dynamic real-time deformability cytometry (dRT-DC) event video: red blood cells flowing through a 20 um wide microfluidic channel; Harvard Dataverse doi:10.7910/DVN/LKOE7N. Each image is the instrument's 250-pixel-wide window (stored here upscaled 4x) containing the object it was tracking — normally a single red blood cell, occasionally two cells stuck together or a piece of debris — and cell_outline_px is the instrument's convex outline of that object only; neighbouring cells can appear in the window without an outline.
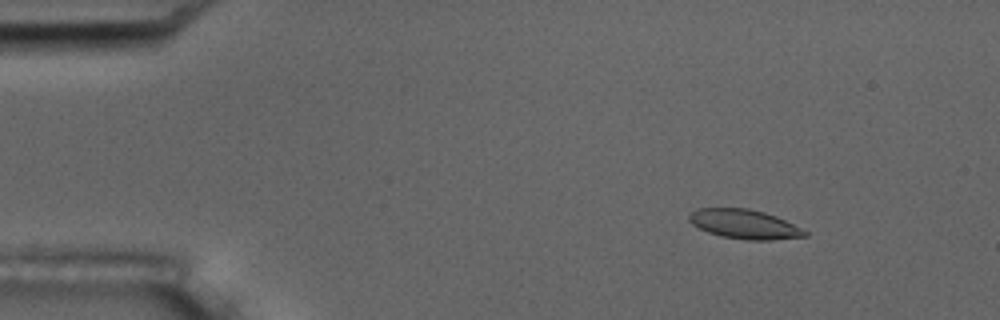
{"species": "common noctule bat (a hibernating species)", "species_latin": "Nyctalus noctula", "temperature_condition": "room temperature", "stored_images_in_passage": 5, "camera_frame_rate_fps": 3000, "um_per_image_px": 0.085, "animal": {"sex": "male", "body_mass_g": 17.5, "forearm_length_mm": 52.3}, "frame": {"image": 1, "passage_image": 3, "time_ms": 2.333, "image_size_px": [1000, 320], "cell_outline_px": [[808, 236], [768, 240], [748, 240], [720, 236], [708, 232], [692, 224], [688, 220], [688, 216], [696, 208], [748, 208], [764, 212], [776, 216], [808, 232]], "centroid_in_image_um": [63.25, 19.05], "position_along_channel_um": 21.8, "area_um2": 19.65}}
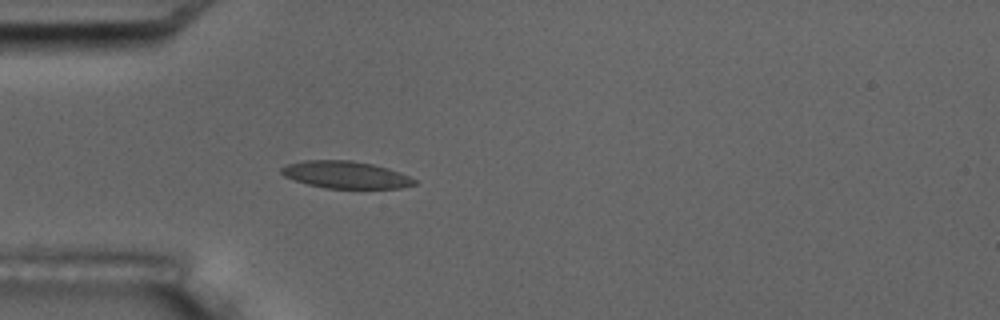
{"frame": {"image": 2, "passage_image": 5, "time_ms": 5.333, "image_size_px": [1000, 320], "cell_outline_px": [[416, 184], [400, 188], [328, 188], [308, 184], [284, 176], [280, 172], [280, 168], [288, 164], [304, 160], [352, 160], [372, 164], [388, 168], [400, 172], [416, 180]], "centroid_in_image_um": [29.38, 14.85], "position_along_channel_um": 55.6, "area_um2": 20.92}}